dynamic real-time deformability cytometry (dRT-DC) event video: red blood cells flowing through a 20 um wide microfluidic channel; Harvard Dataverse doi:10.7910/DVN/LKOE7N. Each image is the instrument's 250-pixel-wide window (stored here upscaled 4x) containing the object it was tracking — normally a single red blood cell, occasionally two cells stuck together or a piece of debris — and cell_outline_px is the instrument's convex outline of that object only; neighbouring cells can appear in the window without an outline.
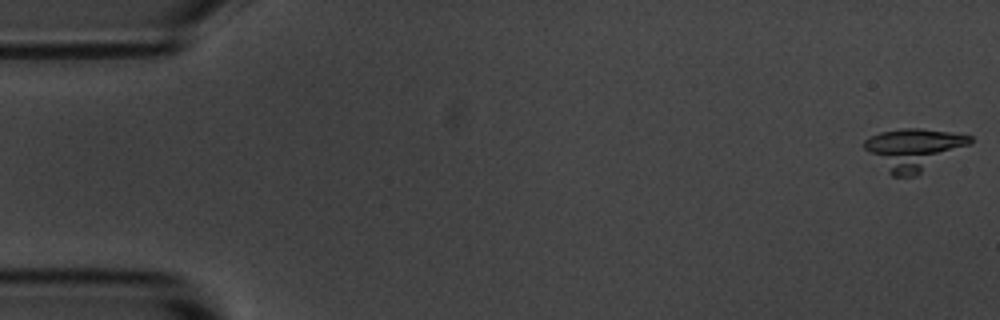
{"species": "common noctule bat (a hibernating species)", "species_latin": "Nyctalus noctula", "temperature_condition": "room temperature", "stored_images_in_passage": 5, "camera_frame_rate_fps": 3000, "um_per_image_px": 0.085, "animal": {"sex": "male", "body_mass_g": 20.1, "forearm_length_mm": 53.5}, "frame": {"image": 1, "passage_image": 1, "time_ms": 0.0, "image_size_px": [1000, 320], "cell_outline_px": [[972, 144], [916, 176], [892, 176], [864, 148], [864, 140], [880, 132], [904, 128], [920, 128], [948, 132], [972, 136]], "centroid_in_image_um": [77.69, 12.68], "position_along_channel_um": 7.3, "area_um2": 25.43}}